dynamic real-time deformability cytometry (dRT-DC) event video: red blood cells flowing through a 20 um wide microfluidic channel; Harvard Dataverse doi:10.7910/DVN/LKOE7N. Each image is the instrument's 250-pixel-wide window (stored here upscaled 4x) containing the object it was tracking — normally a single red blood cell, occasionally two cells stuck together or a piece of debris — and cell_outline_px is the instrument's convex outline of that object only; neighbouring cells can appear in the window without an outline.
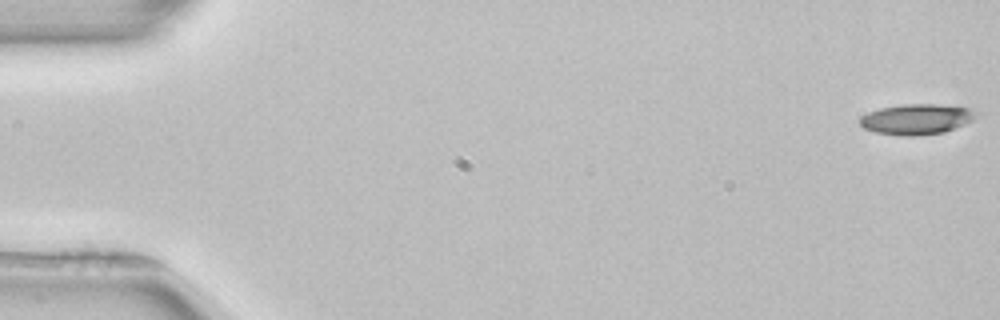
{"species": "common noctule bat (a hibernating species)", "species_latin": "Nyctalus noctula", "temperature_condition": "room temperature", "stored_images_in_passage": 13, "camera_frame_rate_fps": 3000, "um_per_image_px": 0.085, "animal": {"sex": "female", "body_mass_g": 22.7, "forearm_length_mm": 54.2}, "frame": {"image": 1, "passage_image": 1, "time_ms": 0.0, "image_size_px": [1000, 320], "cell_outline_px": [[980, 112], [972, 120], [964, 124], [944, 132], [912, 136], [908, 136], [876, 132], [864, 128], [860, 124], [860, 116], [868, 112], [880, 108], [904, 104], [936, 104], [968, 108]], "centroid_in_image_um": [77.91, 10.12], "position_along_channel_um": 7.1, "area_um2": 20.46}}